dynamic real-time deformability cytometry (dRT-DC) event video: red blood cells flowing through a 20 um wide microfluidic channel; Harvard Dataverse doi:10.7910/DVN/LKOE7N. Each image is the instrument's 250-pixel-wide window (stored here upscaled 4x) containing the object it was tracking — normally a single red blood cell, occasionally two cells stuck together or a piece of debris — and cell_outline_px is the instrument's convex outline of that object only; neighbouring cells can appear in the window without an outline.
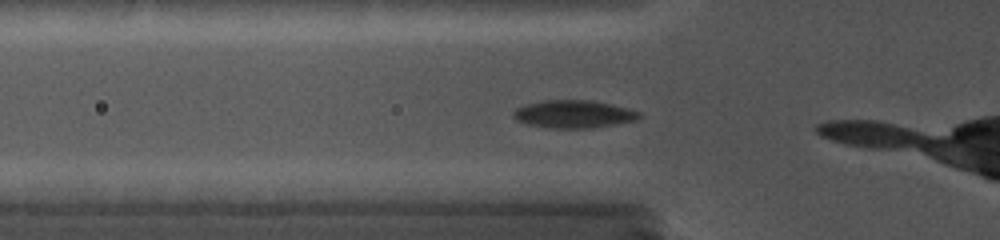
{"species": "common noctule bat (a hibernating species)", "species_latin": "Nyctalus noctula", "temperature_condition": "cold", "stored_images_in_passage": 8, "camera_frame_rate_fps": 5000, "um_per_image_px": 0.085, "animal": {"sex": "female", "body_mass_g": 19.0, "forearm_length_mm": 56.7}, "frame": {"image": 1, "passage_image": 5, "time_ms": 0.8, "image_size_px": [1000, 240], "cell_outline_px": [[644, 116], [636, 120], [592, 128], [552, 128], [528, 124], [516, 120], [512, 116], [512, 112], [516, 108], [524, 104], [544, 100], [592, 100], [612, 104], [628, 108], [640, 112]], "centroid_in_image_um": [48.76, 9.69], "position_along_channel_um": 77.0, "area_um2": 20.52}}